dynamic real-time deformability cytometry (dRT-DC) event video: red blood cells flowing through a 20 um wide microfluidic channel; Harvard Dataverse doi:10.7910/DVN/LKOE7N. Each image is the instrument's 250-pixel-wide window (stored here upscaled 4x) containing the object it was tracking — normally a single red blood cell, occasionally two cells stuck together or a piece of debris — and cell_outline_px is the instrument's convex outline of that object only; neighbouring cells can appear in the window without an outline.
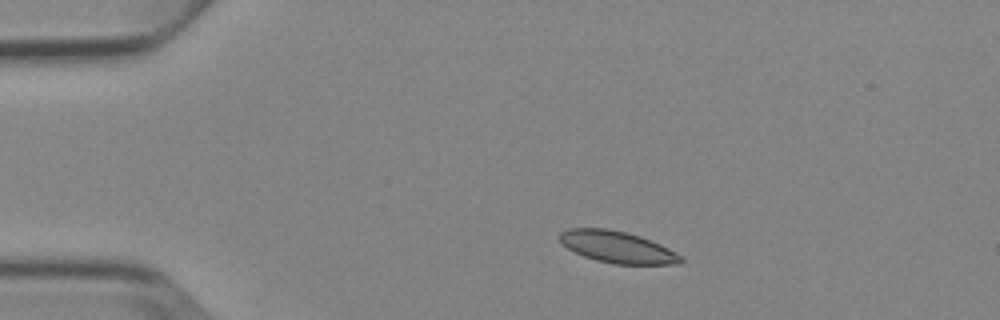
{"species": "Egyptian fruit bat (a non-hibernating species)", "species_latin": "Rousettus aegyptiacus", "temperature_condition": "cold", "stored_images_in_passage": 6, "camera_frame_rate_fps": 3000, "um_per_image_px": 0.085, "animal": {"sex": "female"}, "frame": {"image": 1, "passage_image": 2, "time_ms": 2.0, "image_size_px": [1000, 320], "cell_outline_px": [[684, 260], [680, 264], [612, 264], [596, 260], [584, 256], [568, 248], [560, 240], [560, 232], [568, 228], [604, 228], [628, 232], [640, 236], [660, 244], [684, 256]], "centroid_in_image_um": [52.51, 21.0], "position_along_channel_um": 32.5, "area_um2": 22.37}}
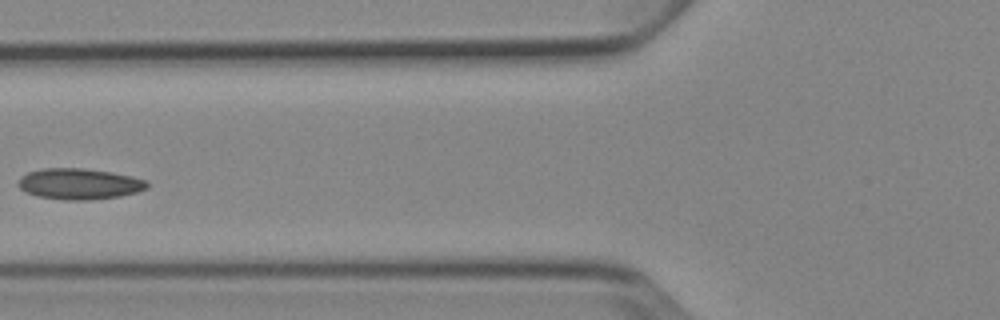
{"frame": {"image": 2, "passage_image": 5, "time_ms": 5.667, "image_size_px": [1000, 320], "cell_outline_px": [[148, 188], [136, 192], [120, 196], [88, 200], [64, 200], [36, 196], [24, 192], [16, 184], [20, 176], [28, 172], [44, 168], [84, 168], [112, 172], [132, 176], [148, 180]], "centroid_in_image_um": [6.72, 15.63], "position_along_channel_um": 119.1, "area_um2": 23.52}}
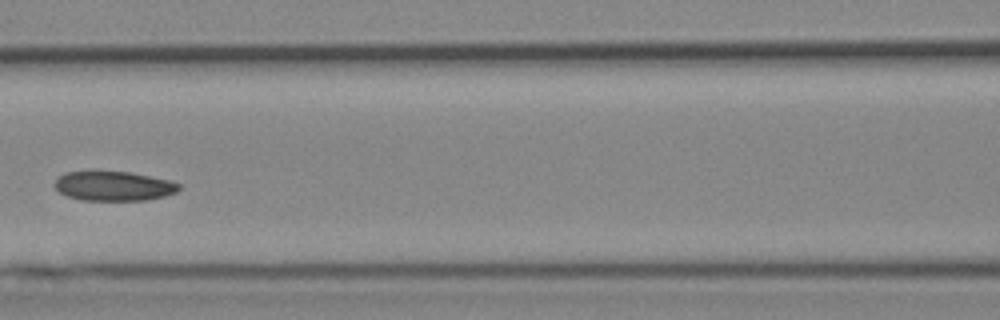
{"frame": {"image": 3, "passage_image": 6, "time_ms": 6.667, "image_size_px": [1000, 320], "cell_outline_px": [[180, 188], [176, 192], [164, 196], [148, 200], [80, 200], [68, 196], [60, 192], [52, 184], [64, 172], [128, 172], [168, 180], [180, 184]], "centroid_in_image_um": [9.65, 15.82], "position_along_channel_um": 157.0, "area_um2": 21.1}}